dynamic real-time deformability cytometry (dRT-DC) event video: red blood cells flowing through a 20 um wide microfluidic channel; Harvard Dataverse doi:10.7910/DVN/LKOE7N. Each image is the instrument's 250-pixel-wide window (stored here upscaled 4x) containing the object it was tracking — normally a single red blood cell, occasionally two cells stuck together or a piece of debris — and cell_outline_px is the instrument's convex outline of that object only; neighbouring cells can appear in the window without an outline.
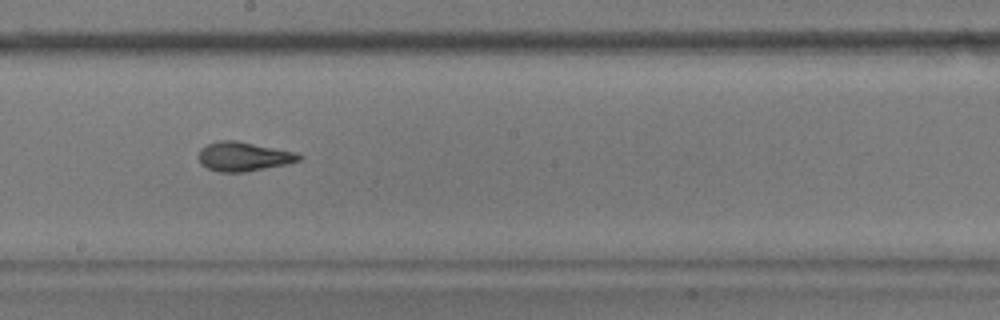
{"species": "common noctule bat (a hibernating species)", "species_latin": "Nyctalus noctula", "temperature_condition": "warm", "stored_images_in_passage": 9, "camera_frame_rate_fps": 3000, "um_per_image_px": 0.085, "animal": {"sex": "male", "body_mass_g": 17.9}, "frame": {"image": 1, "passage_image": 8, "time_ms": 2.333, "image_size_px": [1000, 320], "cell_outline_px": [[304, 156], [300, 160], [288, 164], [244, 172], [220, 172], [208, 168], [200, 164], [196, 156], [200, 148], [208, 144], [220, 140], [236, 140], [296, 152]], "centroid_in_image_um": [20.68, 13.3], "position_along_channel_um": 227.5, "area_um2": 17.28}}
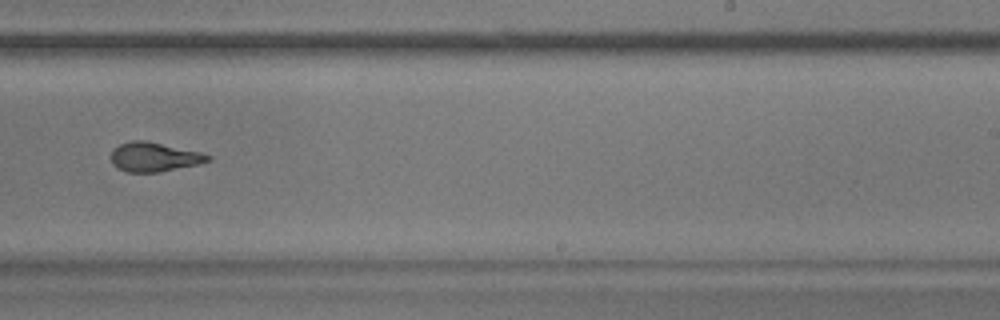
{"frame": {"image": 2, "passage_image": 9, "time_ms": 2.667, "image_size_px": [1000, 320], "cell_outline_px": [[212, 160], [200, 164], [160, 172], [128, 172], [116, 168], [112, 164], [112, 148], [120, 144], [132, 140], [144, 140], [200, 152], [212, 156]], "centroid_in_image_um": [13.11, 13.35], "position_along_channel_um": 275.9, "area_um2": 16.59}}